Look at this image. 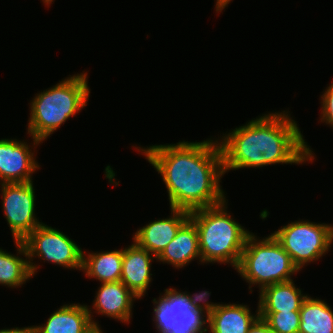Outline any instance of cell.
I'll return each mask as SVG.
<instances>
[{
    "mask_svg": "<svg viewBox=\"0 0 333 333\" xmlns=\"http://www.w3.org/2000/svg\"><path fill=\"white\" fill-rule=\"evenodd\" d=\"M160 296L153 299L158 333H207L208 315L192 306L187 292L170 287Z\"/></svg>",
    "mask_w": 333,
    "mask_h": 333,
    "instance_id": "obj_8",
    "label": "cell"
},
{
    "mask_svg": "<svg viewBox=\"0 0 333 333\" xmlns=\"http://www.w3.org/2000/svg\"><path fill=\"white\" fill-rule=\"evenodd\" d=\"M320 100L322 105L320 122H325L333 128V81L326 87Z\"/></svg>",
    "mask_w": 333,
    "mask_h": 333,
    "instance_id": "obj_22",
    "label": "cell"
},
{
    "mask_svg": "<svg viewBox=\"0 0 333 333\" xmlns=\"http://www.w3.org/2000/svg\"><path fill=\"white\" fill-rule=\"evenodd\" d=\"M162 176L170 208L188 212L222 203V154L215 138L136 147Z\"/></svg>",
    "mask_w": 333,
    "mask_h": 333,
    "instance_id": "obj_1",
    "label": "cell"
},
{
    "mask_svg": "<svg viewBox=\"0 0 333 333\" xmlns=\"http://www.w3.org/2000/svg\"><path fill=\"white\" fill-rule=\"evenodd\" d=\"M194 259L201 263L197 227L189 218L179 228L174 239L157 257V261L170 264L179 269L185 267Z\"/></svg>",
    "mask_w": 333,
    "mask_h": 333,
    "instance_id": "obj_15",
    "label": "cell"
},
{
    "mask_svg": "<svg viewBox=\"0 0 333 333\" xmlns=\"http://www.w3.org/2000/svg\"><path fill=\"white\" fill-rule=\"evenodd\" d=\"M157 257L135 242L123 248L121 282L139 299L145 296L152 282L151 262Z\"/></svg>",
    "mask_w": 333,
    "mask_h": 333,
    "instance_id": "obj_12",
    "label": "cell"
},
{
    "mask_svg": "<svg viewBox=\"0 0 333 333\" xmlns=\"http://www.w3.org/2000/svg\"><path fill=\"white\" fill-rule=\"evenodd\" d=\"M31 147V149H30ZM35 150L27 142L17 139L0 140V181L3 183L32 182V174L41 165L36 161Z\"/></svg>",
    "mask_w": 333,
    "mask_h": 333,
    "instance_id": "obj_10",
    "label": "cell"
},
{
    "mask_svg": "<svg viewBox=\"0 0 333 333\" xmlns=\"http://www.w3.org/2000/svg\"><path fill=\"white\" fill-rule=\"evenodd\" d=\"M0 333H31V326L28 327H14V328H5L1 329Z\"/></svg>",
    "mask_w": 333,
    "mask_h": 333,
    "instance_id": "obj_25",
    "label": "cell"
},
{
    "mask_svg": "<svg viewBox=\"0 0 333 333\" xmlns=\"http://www.w3.org/2000/svg\"><path fill=\"white\" fill-rule=\"evenodd\" d=\"M289 112H268L217 139L224 174L242 168L313 162L312 148Z\"/></svg>",
    "mask_w": 333,
    "mask_h": 333,
    "instance_id": "obj_2",
    "label": "cell"
},
{
    "mask_svg": "<svg viewBox=\"0 0 333 333\" xmlns=\"http://www.w3.org/2000/svg\"><path fill=\"white\" fill-rule=\"evenodd\" d=\"M226 199L215 206L190 212L198 232L201 263L230 264L236 270L249 230L227 211Z\"/></svg>",
    "mask_w": 333,
    "mask_h": 333,
    "instance_id": "obj_4",
    "label": "cell"
},
{
    "mask_svg": "<svg viewBox=\"0 0 333 333\" xmlns=\"http://www.w3.org/2000/svg\"><path fill=\"white\" fill-rule=\"evenodd\" d=\"M274 333H299L300 312H259Z\"/></svg>",
    "mask_w": 333,
    "mask_h": 333,
    "instance_id": "obj_21",
    "label": "cell"
},
{
    "mask_svg": "<svg viewBox=\"0 0 333 333\" xmlns=\"http://www.w3.org/2000/svg\"><path fill=\"white\" fill-rule=\"evenodd\" d=\"M259 292V312L300 311L302 302L308 296L296 287L293 280L266 286Z\"/></svg>",
    "mask_w": 333,
    "mask_h": 333,
    "instance_id": "obj_17",
    "label": "cell"
},
{
    "mask_svg": "<svg viewBox=\"0 0 333 333\" xmlns=\"http://www.w3.org/2000/svg\"><path fill=\"white\" fill-rule=\"evenodd\" d=\"M22 242L27 251L32 277L40 268V265L32 262L36 257L63 268L82 270L83 251L81 247L59 229L42 223Z\"/></svg>",
    "mask_w": 333,
    "mask_h": 333,
    "instance_id": "obj_7",
    "label": "cell"
},
{
    "mask_svg": "<svg viewBox=\"0 0 333 333\" xmlns=\"http://www.w3.org/2000/svg\"><path fill=\"white\" fill-rule=\"evenodd\" d=\"M247 333H274L268 326V324L262 319L258 318Z\"/></svg>",
    "mask_w": 333,
    "mask_h": 333,
    "instance_id": "obj_24",
    "label": "cell"
},
{
    "mask_svg": "<svg viewBox=\"0 0 333 333\" xmlns=\"http://www.w3.org/2000/svg\"><path fill=\"white\" fill-rule=\"evenodd\" d=\"M299 312V333H333V310L325 300L307 296Z\"/></svg>",
    "mask_w": 333,
    "mask_h": 333,
    "instance_id": "obj_20",
    "label": "cell"
},
{
    "mask_svg": "<svg viewBox=\"0 0 333 333\" xmlns=\"http://www.w3.org/2000/svg\"><path fill=\"white\" fill-rule=\"evenodd\" d=\"M87 333H103V331L101 330V328L99 326H94Z\"/></svg>",
    "mask_w": 333,
    "mask_h": 333,
    "instance_id": "obj_26",
    "label": "cell"
},
{
    "mask_svg": "<svg viewBox=\"0 0 333 333\" xmlns=\"http://www.w3.org/2000/svg\"><path fill=\"white\" fill-rule=\"evenodd\" d=\"M171 210L168 218L150 221L133 235V242L158 257L174 239L179 228L190 218V212L182 209Z\"/></svg>",
    "mask_w": 333,
    "mask_h": 333,
    "instance_id": "obj_11",
    "label": "cell"
},
{
    "mask_svg": "<svg viewBox=\"0 0 333 333\" xmlns=\"http://www.w3.org/2000/svg\"><path fill=\"white\" fill-rule=\"evenodd\" d=\"M138 299L121 281L101 283L93 300L92 310L99 315L129 324L133 301Z\"/></svg>",
    "mask_w": 333,
    "mask_h": 333,
    "instance_id": "obj_13",
    "label": "cell"
},
{
    "mask_svg": "<svg viewBox=\"0 0 333 333\" xmlns=\"http://www.w3.org/2000/svg\"><path fill=\"white\" fill-rule=\"evenodd\" d=\"M236 271L249 283L250 290L258 285L261 291L266 286L293 280L291 276L299 269L272 233L258 239L251 232Z\"/></svg>",
    "mask_w": 333,
    "mask_h": 333,
    "instance_id": "obj_5",
    "label": "cell"
},
{
    "mask_svg": "<svg viewBox=\"0 0 333 333\" xmlns=\"http://www.w3.org/2000/svg\"><path fill=\"white\" fill-rule=\"evenodd\" d=\"M87 79L86 71L70 75L34 96L30 102L27 124V134L33 139L34 148L86 107L90 96Z\"/></svg>",
    "mask_w": 333,
    "mask_h": 333,
    "instance_id": "obj_3",
    "label": "cell"
},
{
    "mask_svg": "<svg viewBox=\"0 0 333 333\" xmlns=\"http://www.w3.org/2000/svg\"><path fill=\"white\" fill-rule=\"evenodd\" d=\"M123 248L120 250L83 252L82 270L86 277L94 278L100 283L121 280Z\"/></svg>",
    "mask_w": 333,
    "mask_h": 333,
    "instance_id": "obj_18",
    "label": "cell"
},
{
    "mask_svg": "<svg viewBox=\"0 0 333 333\" xmlns=\"http://www.w3.org/2000/svg\"><path fill=\"white\" fill-rule=\"evenodd\" d=\"M210 294L211 292L209 291L193 293V295L187 292V295L192 303V306L202 310L206 315H209L220 306V303H213L207 301L208 296H210Z\"/></svg>",
    "mask_w": 333,
    "mask_h": 333,
    "instance_id": "obj_23",
    "label": "cell"
},
{
    "mask_svg": "<svg viewBox=\"0 0 333 333\" xmlns=\"http://www.w3.org/2000/svg\"><path fill=\"white\" fill-rule=\"evenodd\" d=\"M272 235L289 254L297 268L316 262L331 249L333 224L298 220L279 228Z\"/></svg>",
    "mask_w": 333,
    "mask_h": 333,
    "instance_id": "obj_6",
    "label": "cell"
},
{
    "mask_svg": "<svg viewBox=\"0 0 333 333\" xmlns=\"http://www.w3.org/2000/svg\"><path fill=\"white\" fill-rule=\"evenodd\" d=\"M90 306L79 303L65 304L54 311L46 323L31 326V333H87L94 326Z\"/></svg>",
    "mask_w": 333,
    "mask_h": 333,
    "instance_id": "obj_14",
    "label": "cell"
},
{
    "mask_svg": "<svg viewBox=\"0 0 333 333\" xmlns=\"http://www.w3.org/2000/svg\"><path fill=\"white\" fill-rule=\"evenodd\" d=\"M14 242L18 251L16 255L0 248V285L19 288L32 278V274L25 245L22 241Z\"/></svg>",
    "mask_w": 333,
    "mask_h": 333,
    "instance_id": "obj_19",
    "label": "cell"
},
{
    "mask_svg": "<svg viewBox=\"0 0 333 333\" xmlns=\"http://www.w3.org/2000/svg\"><path fill=\"white\" fill-rule=\"evenodd\" d=\"M3 213L14 240L23 241L43 222L35 215V189L32 182L1 184Z\"/></svg>",
    "mask_w": 333,
    "mask_h": 333,
    "instance_id": "obj_9",
    "label": "cell"
},
{
    "mask_svg": "<svg viewBox=\"0 0 333 333\" xmlns=\"http://www.w3.org/2000/svg\"><path fill=\"white\" fill-rule=\"evenodd\" d=\"M247 305L230 303L220 306L208 315L207 330L210 333H247L260 317L259 308L252 314Z\"/></svg>",
    "mask_w": 333,
    "mask_h": 333,
    "instance_id": "obj_16",
    "label": "cell"
}]
</instances>
